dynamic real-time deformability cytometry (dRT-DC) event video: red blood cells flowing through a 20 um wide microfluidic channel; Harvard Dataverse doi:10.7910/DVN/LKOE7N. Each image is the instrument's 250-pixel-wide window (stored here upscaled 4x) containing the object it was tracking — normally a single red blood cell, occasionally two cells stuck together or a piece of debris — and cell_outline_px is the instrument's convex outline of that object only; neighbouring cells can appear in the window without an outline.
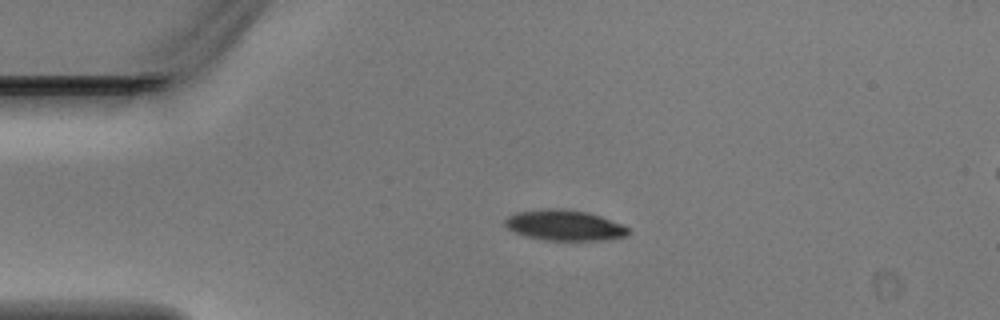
{"species": "Egyptian fruit bat (a non-hibernating species)", "species_latin": "Rousettus aegyptiacus", "temperature_condition": "warm", "stored_images_in_passage": 3, "camera_frame_rate_fps": 3000, "um_per_image_px": 0.085, "animal": {"sex": "male"}, "frame": {"image": 1, "passage_image": 2, "time_ms": 0.333, "image_size_px": [1000, 320], "cell_outline_px": [[628, 236], [600, 240], [548, 240], [528, 236], [516, 232], [508, 228], [504, 224], [504, 220], [508, 216], [516, 212], [548, 208], [564, 208], [588, 212], [600, 216], [620, 224], [628, 228]], "centroid_in_image_um": [47.96, 19.13], "position_along_channel_um": 37.0, "area_um2": 21.73}}